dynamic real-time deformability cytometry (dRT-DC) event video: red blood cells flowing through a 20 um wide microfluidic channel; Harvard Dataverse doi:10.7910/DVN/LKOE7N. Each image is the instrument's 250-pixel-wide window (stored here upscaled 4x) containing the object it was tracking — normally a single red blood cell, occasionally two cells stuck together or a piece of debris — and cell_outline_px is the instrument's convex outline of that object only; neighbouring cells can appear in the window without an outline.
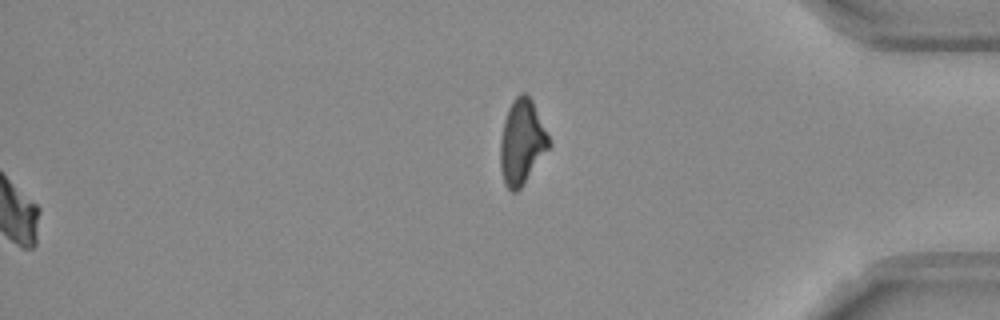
{"species": "Egyptian fruit bat (a non-hibernating species)", "species_latin": "Rousettus aegyptiacus", "temperature_condition": "room temperature", "stored_images_in_passage": 55, "segment_of_instrument_passage": [2, 2], "camera_frame_rate_fps": 3000, "um_per_image_px": 0.085, "frame": {"image": 1, "passage_image": 55, "time_ms": 18.0, "image_size_px": [1000, 320], "cell_outline_px": [[552, 144], [520, 188], [516, 192], [512, 192], [504, 184], [500, 168], [500, 140], [504, 120], [508, 108], [512, 100], [520, 92], [528, 92], [532, 100]], "centroid_in_image_um": [44.34, 12.05], "position_along_channel_um": 390.9, "area_um2": 24.04}}